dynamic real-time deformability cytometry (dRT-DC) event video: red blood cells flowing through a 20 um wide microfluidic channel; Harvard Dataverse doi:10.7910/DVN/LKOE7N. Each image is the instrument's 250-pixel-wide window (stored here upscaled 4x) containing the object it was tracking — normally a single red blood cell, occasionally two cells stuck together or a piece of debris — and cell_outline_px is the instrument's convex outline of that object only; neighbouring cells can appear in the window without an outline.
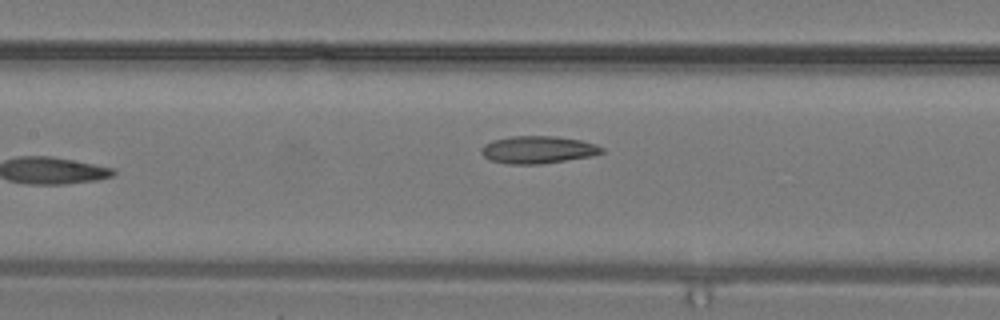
{"species": "common noctule bat (a hibernating species)", "species_latin": "Nyctalus noctula", "temperature_condition": "warm", "stored_images_in_passage": 16, "camera_frame_rate_fps": 3000, "um_per_image_px": 0.085, "animal": {"sex": "male", "body_mass_g": 19.2, "forearm_length_mm": 51.8}, "frame": {"image": 1, "passage_image": 16, "time_ms": 5.0, "image_size_px": [1000, 320], "cell_outline_px": [[604, 152], [592, 156], [540, 164], [508, 164], [488, 160], [480, 152], [480, 148], [484, 144], [492, 140], [512, 136], [556, 136], [580, 140], [596, 144], [604, 148]], "centroid_in_image_um": [45.7, 12.72], "position_along_channel_um": 161.7, "area_um2": 19.42}}